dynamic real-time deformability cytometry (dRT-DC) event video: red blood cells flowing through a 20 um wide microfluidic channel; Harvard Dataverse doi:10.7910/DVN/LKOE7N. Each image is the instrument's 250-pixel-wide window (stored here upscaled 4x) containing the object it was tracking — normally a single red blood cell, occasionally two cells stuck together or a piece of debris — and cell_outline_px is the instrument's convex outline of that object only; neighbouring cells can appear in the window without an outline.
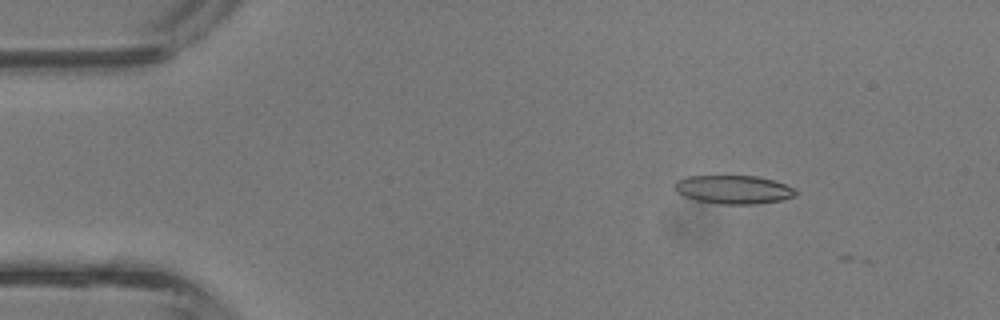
{"species": "common noctule bat (a hibernating species)", "species_latin": "Nyctalus noctula", "temperature_condition": "room temperature", "stored_images_in_passage": 3, "camera_frame_rate_fps": 3000, "um_per_image_px": 0.085, "animal": {"sex": "male", "body_mass_g": 13.3}, "frame": {"image": 1, "passage_image": 1, "time_ms": 0.0, "image_size_px": [1000, 320], "cell_outline_px": [[800, 192], [796, 196], [784, 200], [756, 204], [720, 204], [696, 200], [684, 196], [676, 192], [676, 180], [688, 176], [756, 176], [772, 180], [796, 188]], "centroid_in_image_um": [62.41, 16.12], "position_along_channel_um": 22.6, "area_um2": 20.23}}